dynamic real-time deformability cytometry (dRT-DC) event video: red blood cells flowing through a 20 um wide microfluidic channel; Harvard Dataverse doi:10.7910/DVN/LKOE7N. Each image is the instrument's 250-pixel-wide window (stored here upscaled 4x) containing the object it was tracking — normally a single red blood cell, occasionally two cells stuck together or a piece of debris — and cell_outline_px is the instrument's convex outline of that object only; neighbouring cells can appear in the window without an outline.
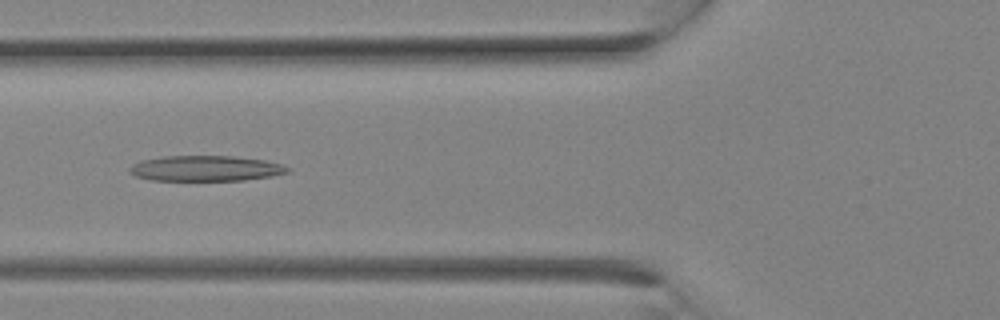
{"species": "Egyptian fruit bat (a non-hibernating species)", "species_latin": "Rousettus aegyptiacus", "temperature_condition": "room temperature", "stored_images_in_passage": 26, "segment_of_instrument_passage": [1, 2], "camera_frame_rate_fps": 3000, "um_per_image_px": 0.085, "animal": {"sex": "female"}, "frame": {"image": 1, "passage_image": 8, "time_ms": 2.333, "image_size_px": [1000, 320], "cell_outline_px": [[292, 168], [288, 172], [272, 176], [244, 180], [148, 180], [136, 176], [128, 172], [128, 168], [132, 164], [140, 160], [164, 156], [232, 156], [264, 160], [280, 164]], "centroid_in_image_um": [17.44, 14.31], "position_along_channel_um": 108.4, "area_um2": 23.52}}
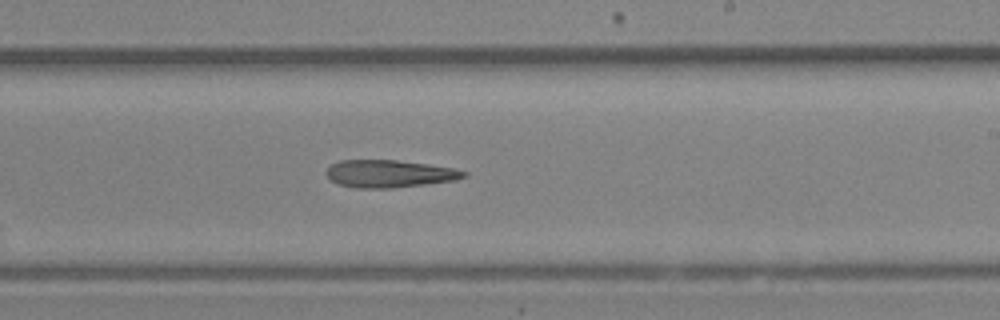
{"frame": {"image": 2, "passage_image": 14, "time_ms": 4.333, "image_size_px": [1000, 320], "cell_outline_px": [[468, 176], [456, 180], [392, 188], [356, 188], [340, 184], [332, 180], [324, 172], [332, 164], [340, 160], [396, 160], [428, 164], [452, 168], [468, 172]], "centroid_in_image_um": [33.11, 14.76], "position_along_channel_um": 255.9, "area_um2": 21.91}}
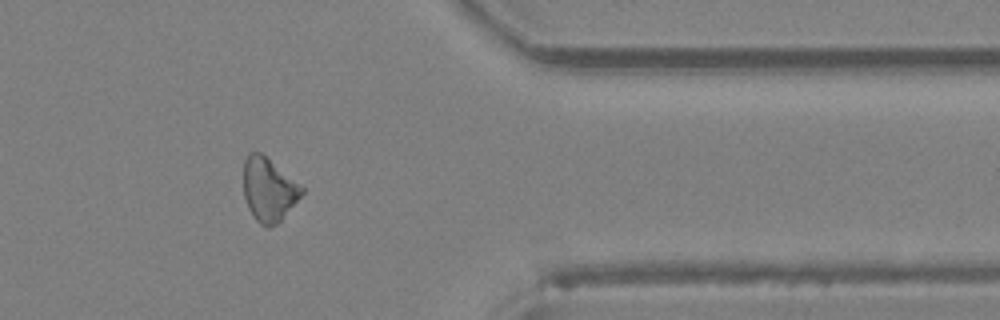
{"frame": {"image": 3, "passage_image": 20, "time_ms": 6.333, "image_size_px": [1000, 320], "cell_outline_px": [[304, 192], [280, 220], [276, 224], [268, 228], [264, 228], [252, 216], [248, 208], [244, 196], [244, 160], [248, 152], [260, 152], [300, 184], [304, 188]], "centroid_in_image_um": [22.81, 16.12], "position_along_channel_um": 388.6, "area_um2": 21.39}}